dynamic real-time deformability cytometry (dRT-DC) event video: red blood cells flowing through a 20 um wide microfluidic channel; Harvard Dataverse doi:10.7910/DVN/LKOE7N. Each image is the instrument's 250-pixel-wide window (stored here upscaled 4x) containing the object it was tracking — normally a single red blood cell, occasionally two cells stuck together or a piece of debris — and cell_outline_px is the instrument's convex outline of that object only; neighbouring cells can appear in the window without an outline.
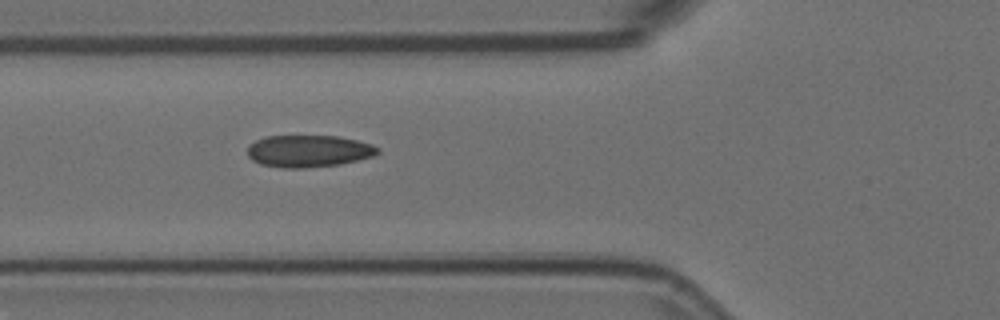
{"species": "Egyptian fruit bat (a non-hibernating species)", "species_latin": "Rousettus aegyptiacus", "temperature_condition": "room temperature", "stored_images_in_passage": 2, "camera_frame_rate_fps": 3000, "um_per_image_px": 0.085, "animal": {"sex": "female"}, "frame": {"image": 1, "passage_image": 2, "time_ms": 0.333, "image_size_px": [1000, 320], "cell_outline_px": [[380, 152], [372, 156], [340, 164], [304, 168], [284, 168], [260, 164], [252, 160], [248, 156], [248, 148], [256, 140], [268, 136], [336, 136], [356, 140], [372, 144], [380, 148]], "centroid_in_image_um": [26.24, 12.84], "position_along_channel_um": 99.6, "area_um2": 24.16}}